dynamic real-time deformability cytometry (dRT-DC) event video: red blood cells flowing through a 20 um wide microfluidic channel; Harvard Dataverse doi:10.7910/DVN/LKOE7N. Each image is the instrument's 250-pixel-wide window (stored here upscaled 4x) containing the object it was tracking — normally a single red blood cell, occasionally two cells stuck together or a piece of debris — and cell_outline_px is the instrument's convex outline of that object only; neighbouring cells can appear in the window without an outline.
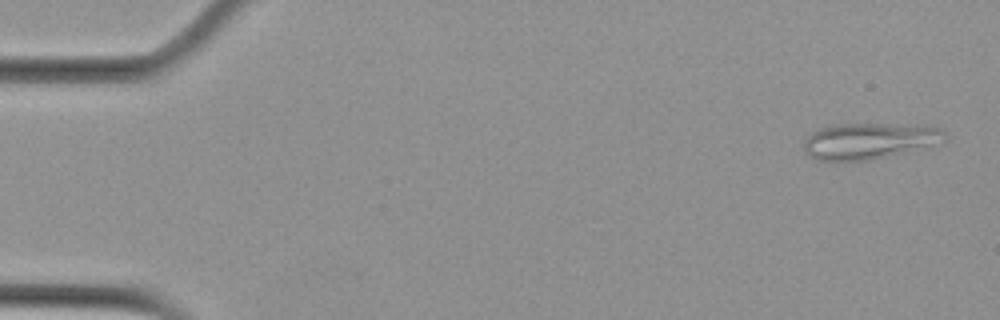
{"species": "Egyptian fruit bat (a non-hibernating species)", "species_latin": "Rousettus aegyptiacus", "temperature_condition": "cold", "stored_images_in_passage": 55, "camera_frame_rate_fps": 3000, "um_per_image_px": 0.085, "animal": {"sex": "female"}, "frame": {"image": 1, "passage_image": 2, "time_ms": 0.333, "image_size_px": [1000, 320], "cell_outline_px": [[948, 140], [932, 148], [868, 160], [816, 160], [808, 156], [804, 152], [804, 140], [812, 132], [820, 128], [836, 124], [888, 124], [940, 128], [948, 136]], "centroid_in_image_um": [73.94, 12.0], "position_along_channel_um": 11.1, "area_um2": 30.06}}
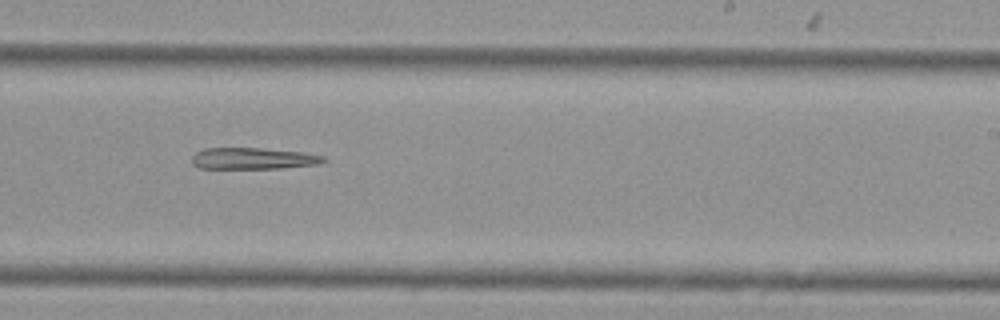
{"frame": {"image": 2, "passage_image": 34, "time_ms": 11.0, "image_size_px": [1000, 320], "cell_outline_px": [[328, 160], [320, 164], [280, 168], [196, 168], [192, 164], [192, 156], [196, 152], [204, 148], [260, 148], [304, 152], [324, 156]], "centroid_in_image_um": [21.52, 13.47], "position_along_channel_um": 267.5, "area_um2": 16.59}}
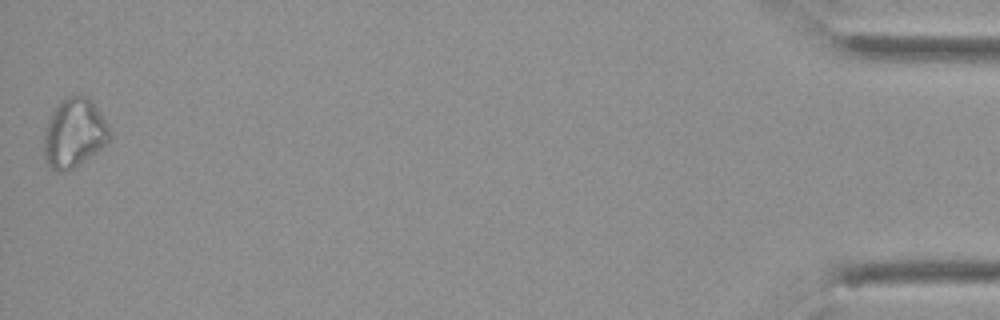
{"frame": {"image": 3, "passage_image": 55, "time_ms": 18.0, "image_size_px": [1000, 320], "cell_outline_px": [[112, 140], [108, 144], [72, 168], [64, 172], [56, 172], [44, 160], [44, 132], [48, 120], [52, 112], [60, 100], [64, 96], [80, 92], [88, 96], [108, 124], [112, 132]], "centroid_in_image_um": [6.32, 11.27], "position_along_channel_um": 428.9, "area_um2": 26.99}}